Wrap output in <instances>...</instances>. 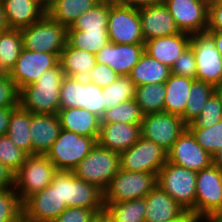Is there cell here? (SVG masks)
Wrapping results in <instances>:
<instances>
[{
  "mask_svg": "<svg viewBox=\"0 0 222 222\" xmlns=\"http://www.w3.org/2000/svg\"><path fill=\"white\" fill-rule=\"evenodd\" d=\"M59 63V57L53 53L30 51L22 48L14 67L8 73L18 91L34 82L46 71Z\"/></svg>",
  "mask_w": 222,
  "mask_h": 222,
  "instance_id": "cell-15",
  "label": "cell"
},
{
  "mask_svg": "<svg viewBox=\"0 0 222 222\" xmlns=\"http://www.w3.org/2000/svg\"><path fill=\"white\" fill-rule=\"evenodd\" d=\"M171 73L196 80V58L193 49L188 46L171 67Z\"/></svg>",
  "mask_w": 222,
  "mask_h": 222,
  "instance_id": "cell-44",
  "label": "cell"
},
{
  "mask_svg": "<svg viewBox=\"0 0 222 222\" xmlns=\"http://www.w3.org/2000/svg\"><path fill=\"white\" fill-rule=\"evenodd\" d=\"M28 154L18 148L6 135L0 137V163L5 165L14 174L25 162Z\"/></svg>",
  "mask_w": 222,
  "mask_h": 222,
  "instance_id": "cell-42",
  "label": "cell"
},
{
  "mask_svg": "<svg viewBox=\"0 0 222 222\" xmlns=\"http://www.w3.org/2000/svg\"><path fill=\"white\" fill-rule=\"evenodd\" d=\"M32 155H46L60 134L62 127L57 114H32L30 121Z\"/></svg>",
  "mask_w": 222,
  "mask_h": 222,
  "instance_id": "cell-23",
  "label": "cell"
},
{
  "mask_svg": "<svg viewBox=\"0 0 222 222\" xmlns=\"http://www.w3.org/2000/svg\"><path fill=\"white\" fill-rule=\"evenodd\" d=\"M167 161L199 172L213 164V157L197 143L194 135L186 128L167 152Z\"/></svg>",
  "mask_w": 222,
  "mask_h": 222,
  "instance_id": "cell-18",
  "label": "cell"
},
{
  "mask_svg": "<svg viewBox=\"0 0 222 222\" xmlns=\"http://www.w3.org/2000/svg\"><path fill=\"white\" fill-rule=\"evenodd\" d=\"M140 137V124L101 122L97 143L120 154L129 149Z\"/></svg>",
  "mask_w": 222,
  "mask_h": 222,
  "instance_id": "cell-22",
  "label": "cell"
},
{
  "mask_svg": "<svg viewBox=\"0 0 222 222\" xmlns=\"http://www.w3.org/2000/svg\"><path fill=\"white\" fill-rule=\"evenodd\" d=\"M195 79L170 74L165 84L164 112L182 117Z\"/></svg>",
  "mask_w": 222,
  "mask_h": 222,
  "instance_id": "cell-27",
  "label": "cell"
},
{
  "mask_svg": "<svg viewBox=\"0 0 222 222\" xmlns=\"http://www.w3.org/2000/svg\"><path fill=\"white\" fill-rule=\"evenodd\" d=\"M23 48L20 29L0 33V72L9 73Z\"/></svg>",
  "mask_w": 222,
  "mask_h": 222,
  "instance_id": "cell-35",
  "label": "cell"
},
{
  "mask_svg": "<svg viewBox=\"0 0 222 222\" xmlns=\"http://www.w3.org/2000/svg\"><path fill=\"white\" fill-rule=\"evenodd\" d=\"M187 124L178 115L166 112L144 115L140 123L141 137L155 142L168 152Z\"/></svg>",
  "mask_w": 222,
  "mask_h": 222,
  "instance_id": "cell-14",
  "label": "cell"
},
{
  "mask_svg": "<svg viewBox=\"0 0 222 222\" xmlns=\"http://www.w3.org/2000/svg\"><path fill=\"white\" fill-rule=\"evenodd\" d=\"M114 2L122 6L139 9L146 6L161 4L164 0H114Z\"/></svg>",
  "mask_w": 222,
  "mask_h": 222,
  "instance_id": "cell-50",
  "label": "cell"
},
{
  "mask_svg": "<svg viewBox=\"0 0 222 222\" xmlns=\"http://www.w3.org/2000/svg\"><path fill=\"white\" fill-rule=\"evenodd\" d=\"M135 88L129 75H120L115 82L103 87L104 112L120 103L134 99Z\"/></svg>",
  "mask_w": 222,
  "mask_h": 222,
  "instance_id": "cell-36",
  "label": "cell"
},
{
  "mask_svg": "<svg viewBox=\"0 0 222 222\" xmlns=\"http://www.w3.org/2000/svg\"><path fill=\"white\" fill-rule=\"evenodd\" d=\"M66 208L58 184H50L23 203V222H53Z\"/></svg>",
  "mask_w": 222,
  "mask_h": 222,
  "instance_id": "cell-17",
  "label": "cell"
},
{
  "mask_svg": "<svg viewBox=\"0 0 222 222\" xmlns=\"http://www.w3.org/2000/svg\"><path fill=\"white\" fill-rule=\"evenodd\" d=\"M23 48L30 51L56 54L67 44L68 28L51 19L46 13L35 23L20 29Z\"/></svg>",
  "mask_w": 222,
  "mask_h": 222,
  "instance_id": "cell-4",
  "label": "cell"
},
{
  "mask_svg": "<svg viewBox=\"0 0 222 222\" xmlns=\"http://www.w3.org/2000/svg\"><path fill=\"white\" fill-rule=\"evenodd\" d=\"M0 222H23V203L14 188L0 189Z\"/></svg>",
  "mask_w": 222,
  "mask_h": 222,
  "instance_id": "cell-40",
  "label": "cell"
},
{
  "mask_svg": "<svg viewBox=\"0 0 222 222\" xmlns=\"http://www.w3.org/2000/svg\"><path fill=\"white\" fill-rule=\"evenodd\" d=\"M96 144V138L62 129L46 156L56 170L72 171Z\"/></svg>",
  "mask_w": 222,
  "mask_h": 222,
  "instance_id": "cell-7",
  "label": "cell"
},
{
  "mask_svg": "<svg viewBox=\"0 0 222 222\" xmlns=\"http://www.w3.org/2000/svg\"><path fill=\"white\" fill-rule=\"evenodd\" d=\"M145 52L144 44H116L108 42L96 53V62L108 65L119 76L130 75Z\"/></svg>",
  "mask_w": 222,
  "mask_h": 222,
  "instance_id": "cell-20",
  "label": "cell"
},
{
  "mask_svg": "<svg viewBox=\"0 0 222 222\" xmlns=\"http://www.w3.org/2000/svg\"><path fill=\"white\" fill-rule=\"evenodd\" d=\"M207 32L213 37L216 49L222 56V30H207Z\"/></svg>",
  "mask_w": 222,
  "mask_h": 222,
  "instance_id": "cell-52",
  "label": "cell"
},
{
  "mask_svg": "<svg viewBox=\"0 0 222 222\" xmlns=\"http://www.w3.org/2000/svg\"><path fill=\"white\" fill-rule=\"evenodd\" d=\"M15 107L0 108V137L7 134L12 111Z\"/></svg>",
  "mask_w": 222,
  "mask_h": 222,
  "instance_id": "cell-51",
  "label": "cell"
},
{
  "mask_svg": "<svg viewBox=\"0 0 222 222\" xmlns=\"http://www.w3.org/2000/svg\"><path fill=\"white\" fill-rule=\"evenodd\" d=\"M196 58V80L213 86L222 82V56L213 37L206 31L190 35V45Z\"/></svg>",
  "mask_w": 222,
  "mask_h": 222,
  "instance_id": "cell-11",
  "label": "cell"
},
{
  "mask_svg": "<svg viewBox=\"0 0 222 222\" xmlns=\"http://www.w3.org/2000/svg\"><path fill=\"white\" fill-rule=\"evenodd\" d=\"M119 169V153L97 143L72 171L77 178L95 185L104 192Z\"/></svg>",
  "mask_w": 222,
  "mask_h": 222,
  "instance_id": "cell-5",
  "label": "cell"
},
{
  "mask_svg": "<svg viewBox=\"0 0 222 222\" xmlns=\"http://www.w3.org/2000/svg\"><path fill=\"white\" fill-rule=\"evenodd\" d=\"M58 118L62 129L74 132L80 136L98 139L101 118L96 114L78 107L59 109Z\"/></svg>",
  "mask_w": 222,
  "mask_h": 222,
  "instance_id": "cell-25",
  "label": "cell"
},
{
  "mask_svg": "<svg viewBox=\"0 0 222 222\" xmlns=\"http://www.w3.org/2000/svg\"><path fill=\"white\" fill-rule=\"evenodd\" d=\"M165 93L164 83L136 86L134 100L144 115L164 112Z\"/></svg>",
  "mask_w": 222,
  "mask_h": 222,
  "instance_id": "cell-34",
  "label": "cell"
},
{
  "mask_svg": "<svg viewBox=\"0 0 222 222\" xmlns=\"http://www.w3.org/2000/svg\"><path fill=\"white\" fill-rule=\"evenodd\" d=\"M207 222H222V207Z\"/></svg>",
  "mask_w": 222,
  "mask_h": 222,
  "instance_id": "cell-56",
  "label": "cell"
},
{
  "mask_svg": "<svg viewBox=\"0 0 222 222\" xmlns=\"http://www.w3.org/2000/svg\"><path fill=\"white\" fill-rule=\"evenodd\" d=\"M120 169L128 172L158 174L167 162V152L155 142L140 137L120 154Z\"/></svg>",
  "mask_w": 222,
  "mask_h": 222,
  "instance_id": "cell-13",
  "label": "cell"
},
{
  "mask_svg": "<svg viewBox=\"0 0 222 222\" xmlns=\"http://www.w3.org/2000/svg\"><path fill=\"white\" fill-rule=\"evenodd\" d=\"M213 93L214 86L209 83L199 80H195L192 83L187 106L184 115L181 117L187 125L197 118L201 113L204 104Z\"/></svg>",
  "mask_w": 222,
  "mask_h": 222,
  "instance_id": "cell-37",
  "label": "cell"
},
{
  "mask_svg": "<svg viewBox=\"0 0 222 222\" xmlns=\"http://www.w3.org/2000/svg\"><path fill=\"white\" fill-rule=\"evenodd\" d=\"M78 107L104 115L102 88L84 78L65 76L60 87V109Z\"/></svg>",
  "mask_w": 222,
  "mask_h": 222,
  "instance_id": "cell-9",
  "label": "cell"
},
{
  "mask_svg": "<svg viewBox=\"0 0 222 222\" xmlns=\"http://www.w3.org/2000/svg\"><path fill=\"white\" fill-rule=\"evenodd\" d=\"M104 205V210L113 222H145V198Z\"/></svg>",
  "mask_w": 222,
  "mask_h": 222,
  "instance_id": "cell-33",
  "label": "cell"
},
{
  "mask_svg": "<svg viewBox=\"0 0 222 222\" xmlns=\"http://www.w3.org/2000/svg\"><path fill=\"white\" fill-rule=\"evenodd\" d=\"M90 222H113L105 210L96 213Z\"/></svg>",
  "mask_w": 222,
  "mask_h": 222,
  "instance_id": "cell-54",
  "label": "cell"
},
{
  "mask_svg": "<svg viewBox=\"0 0 222 222\" xmlns=\"http://www.w3.org/2000/svg\"><path fill=\"white\" fill-rule=\"evenodd\" d=\"M221 207V169L215 164H211L197 172L195 222H201L202 220L207 222Z\"/></svg>",
  "mask_w": 222,
  "mask_h": 222,
  "instance_id": "cell-8",
  "label": "cell"
},
{
  "mask_svg": "<svg viewBox=\"0 0 222 222\" xmlns=\"http://www.w3.org/2000/svg\"><path fill=\"white\" fill-rule=\"evenodd\" d=\"M222 120V103L213 93L204 104L201 113L187 127L206 128L215 125Z\"/></svg>",
  "mask_w": 222,
  "mask_h": 222,
  "instance_id": "cell-43",
  "label": "cell"
},
{
  "mask_svg": "<svg viewBox=\"0 0 222 222\" xmlns=\"http://www.w3.org/2000/svg\"><path fill=\"white\" fill-rule=\"evenodd\" d=\"M109 42L144 44L139 9L116 4L111 0L107 24Z\"/></svg>",
  "mask_w": 222,
  "mask_h": 222,
  "instance_id": "cell-12",
  "label": "cell"
},
{
  "mask_svg": "<svg viewBox=\"0 0 222 222\" xmlns=\"http://www.w3.org/2000/svg\"><path fill=\"white\" fill-rule=\"evenodd\" d=\"M118 77L119 75L108 65L96 62L95 66L90 70L86 77V80L103 88L115 82Z\"/></svg>",
  "mask_w": 222,
  "mask_h": 222,
  "instance_id": "cell-46",
  "label": "cell"
},
{
  "mask_svg": "<svg viewBox=\"0 0 222 222\" xmlns=\"http://www.w3.org/2000/svg\"><path fill=\"white\" fill-rule=\"evenodd\" d=\"M144 114L134 99L120 103L111 109L105 110L101 122H120L128 124H140Z\"/></svg>",
  "mask_w": 222,
  "mask_h": 222,
  "instance_id": "cell-39",
  "label": "cell"
},
{
  "mask_svg": "<svg viewBox=\"0 0 222 222\" xmlns=\"http://www.w3.org/2000/svg\"><path fill=\"white\" fill-rule=\"evenodd\" d=\"M214 94L218 100L222 103V82L214 86Z\"/></svg>",
  "mask_w": 222,
  "mask_h": 222,
  "instance_id": "cell-57",
  "label": "cell"
},
{
  "mask_svg": "<svg viewBox=\"0 0 222 222\" xmlns=\"http://www.w3.org/2000/svg\"><path fill=\"white\" fill-rule=\"evenodd\" d=\"M157 185V175L119 169L104 190V203H117L144 198Z\"/></svg>",
  "mask_w": 222,
  "mask_h": 222,
  "instance_id": "cell-10",
  "label": "cell"
},
{
  "mask_svg": "<svg viewBox=\"0 0 222 222\" xmlns=\"http://www.w3.org/2000/svg\"><path fill=\"white\" fill-rule=\"evenodd\" d=\"M14 188V173L0 163V189Z\"/></svg>",
  "mask_w": 222,
  "mask_h": 222,
  "instance_id": "cell-49",
  "label": "cell"
},
{
  "mask_svg": "<svg viewBox=\"0 0 222 222\" xmlns=\"http://www.w3.org/2000/svg\"><path fill=\"white\" fill-rule=\"evenodd\" d=\"M19 91L8 73L0 72V108L16 107Z\"/></svg>",
  "mask_w": 222,
  "mask_h": 222,
  "instance_id": "cell-45",
  "label": "cell"
},
{
  "mask_svg": "<svg viewBox=\"0 0 222 222\" xmlns=\"http://www.w3.org/2000/svg\"><path fill=\"white\" fill-rule=\"evenodd\" d=\"M97 2V0H52L46 7V14L69 28Z\"/></svg>",
  "mask_w": 222,
  "mask_h": 222,
  "instance_id": "cell-30",
  "label": "cell"
},
{
  "mask_svg": "<svg viewBox=\"0 0 222 222\" xmlns=\"http://www.w3.org/2000/svg\"><path fill=\"white\" fill-rule=\"evenodd\" d=\"M64 78L65 73L58 63L46 70L36 82L19 90L18 104L32 114H57Z\"/></svg>",
  "mask_w": 222,
  "mask_h": 222,
  "instance_id": "cell-1",
  "label": "cell"
},
{
  "mask_svg": "<svg viewBox=\"0 0 222 222\" xmlns=\"http://www.w3.org/2000/svg\"><path fill=\"white\" fill-rule=\"evenodd\" d=\"M2 2L0 1V33L10 30Z\"/></svg>",
  "mask_w": 222,
  "mask_h": 222,
  "instance_id": "cell-53",
  "label": "cell"
},
{
  "mask_svg": "<svg viewBox=\"0 0 222 222\" xmlns=\"http://www.w3.org/2000/svg\"><path fill=\"white\" fill-rule=\"evenodd\" d=\"M11 29H22L39 20L46 9L37 0H1Z\"/></svg>",
  "mask_w": 222,
  "mask_h": 222,
  "instance_id": "cell-26",
  "label": "cell"
},
{
  "mask_svg": "<svg viewBox=\"0 0 222 222\" xmlns=\"http://www.w3.org/2000/svg\"><path fill=\"white\" fill-rule=\"evenodd\" d=\"M144 41L181 33L164 3L139 8Z\"/></svg>",
  "mask_w": 222,
  "mask_h": 222,
  "instance_id": "cell-21",
  "label": "cell"
},
{
  "mask_svg": "<svg viewBox=\"0 0 222 222\" xmlns=\"http://www.w3.org/2000/svg\"><path fill=\"white\" fill-rule=\"evenodd\" d=\"M30 121L31 112L18 104L12 111L7 131V136L11 141L28 155H32Z\"/></svg>",
  "mask_w": 222,
  "mask_h": 222,
  "instance_id": "cell-31",
  "label": "cell"
},
{
  "mask_svg": "<svg viewBox=\"0 0 222 222\" xmlns=\"http://www.w3.org/2000/svg\"><path fill=\"white\" fill-rule=\"evenodd\" d=\"M51 184H58V195L67 207L104 210V192L95 185L77 178L73 171L57 170Z\"/></svg>",
  "mask_w": 222,
  "mask_h": 222,
  "instance_id": "cell-3",
  "label": "cell"
},
{
  "mask_svg": "<svg viewBox=\"0 0 222 222\" xmlns=\"http://www.w3.org/2000/svg\"><path fill=\"white\" fill-rule=\"evenodd\" d=\"M197 172L166 162L157 174V185L169 194L195 222Z\"/></svg>",
  "mask_w": 222,
  "mask_h": 222,
  "instance_id": "cell-2",
  "label": "cell"
},
{
  "mask_svg": "<svg viewBox=\"0 0 222 222\" xmlns=\"http://www.w3.org/2000/svg\"><path fill=\"white\" fill-rule=\"evenodd\" d=\"M194 135L197 143L212 157L222 149V120L213 126L187 127Z\"/></svg>",
  "mask_w": 222,
  "mask_h": 222,
  "instance_id": "cell-41",
  "label": "cell"
},
{
  "mask_svg": "<svg viewBox=\"0 0 222 222\" xmlns=\"http://www.w3.org/2000/svg\"><path fill=\"white\" fill-rule=\"evenodd\" d=\"M56 171L46 155H28L14 174V189L21 202L24 203L30 196L49 186Z\"/></svg>",
  "mask_w": 222,
  "mask_h": 222,
  "instance_id": "cell-6",
  "label": "cell"
},
{
  "mask_svg": "<svg viewBox=\"0 0 222 222\" xmlns=\"http://www.w3.org/2000/svg\"><path fill=\"white\" fill-rule=\"evenodd\" d=\"M65 76L84 78L96 64V55L72 47L68 42L59 56Z\"/></svg>",
  "mask_w": 222,
  "mask_h": 222,
  "instance_id": "cell-28",
  "label": "cell"
},
{
  "mask_svg": "<svg viewBox=\"0 0 222 222\" xmlns=\"http://www.w3.org/2000/svg\"><path fill=\"white\" fill-rule=\"evenodd\" d=\"M67 42L74 48L94 55L108 42V31H68Z\"/></svg>",
  "mask_w": 222,
  "mask_h": 222,
  "instance_id": "cell-38",
  "label": "cell"
},
{
  "mask_svg": "<svg viewBox=\"0 0 222 222\" xmlns=\"http://www.w3.org/2000/svg\"><path fill=\"white\" fill-rule=\"evenodd\" d=\"M111 0L97 2L83 13L68 31H107Z\"/></svg>",
  "mask_w": 222,
  "mask_h": 222,
  "instance_id": "cell-32",
  "label": "cell"
},
{
  "mask_svg": "<svg viewBox=\"0 0 222 222\" xmlns=\"http://www.w3.org/2000/svg\"><path fill=\"white\" fill-rule=\"evenodd\" d=\"M145 52L171 68L182 52L190 45V34H178L154 38L144 43Z\"/></svg>",
  "mask_w": 222,
  "mask_h": 222,
  "instance_id": "cell-24",
  "label": "cell"
},
{
  "mask_svg": "<svg viewBox=\"0 0 222 222\" xmlns=\"http://www.w3.org/2000/svg\"><path fill=\"white\" fill-rule=\"evenodd\" d=\"M213 164L222 169V149L213 156Z\"/></svg>",
  "mask_w": 222,
  "mask_h": 222,
  "instance_id": "cell-55",
  "label": "cell"
},
{
  "mask_svg": "<svg viewBox=\"0 0 222 222\" xmlns=\"http://www.w3.org/2000/svg\"><path fill=\"white\" fill-rule=\"evenodd\" d=\"M207 30H222V3L218 0L209 2Z\"/></svg>",
  "mask_w": 222,
  "mask_h": 222,
  "instance_id": "cell-48",
  "label": "cell"
},
{
  "mask_svg": "<svg viewBox=\"0 0 222 222\" xmlns=\"http://www.w3.org/2000/svg\"><path fill=\"white\" fill-rule=\"evenodd\" d=\"M181 32L188 34L206 32L209 2L206 0H164Z\"/></svg>",
  "mask_w": 222,
  "mask_h": 222,
  "instance_id": "cell-16",
  "label": "cell"
},
{
  "mask_svg": "<svg viewBox=\"0 0 222 222\" xmlns=\"http://www.w3.org/2000/svg\"><path fill=\"white\" fill-rule=\"evenodd\" d=\"M144 198L145 222H193L190 215L158 185Z\"/></svg>",
  "mask_w": 222,
  "mask_h": 222,
  "instance_id": "cell-19",
  "label": "cell"
},
{
  "mask_svg": "<svg viewBox=\"0 0 222 222\" xmlns=\"http://www.w3.org/2000/svg\"><path fill=\"white\" fill-rule=\"evenodd\" d=\"M51 1H52V0H45V9H46L48 3L51 2Z\"/></svg>",
  "mask_w": 222,
  "mask_h": 222,
  "instance_id": "cell-59",
  "label": "cell"
},
{
  "mask_svg": "<svg viewBox=\"0 0 222 222\" xmlns=\"http://www.w3.org/2000/svg\"><path fill=\"white\" fill-rule=\"evenodd\" d=\"M170 74L171 68L144 52L129 76L135 86H141L165 83L169 79Z\"/></svg>",
  "mask_w": 222,
  "mask_h": 222,
  "instance_id": "cell-29",
  "label": "cell"
},
{
  "mask_svg": "<svg viewBox=\"0 0 222 222\" xmlns=\"http://www.w3.org/2000/svg\"><path fill=\"white\" fill-rule=\"evenodd\" d=\"M97 212L80 207H67L53 222H90Z\"/></svg>",
  "mask_w": 222,
  "mask_h": 222,
  "instance_id": "cell-47",
  "label": "cell"
},
{
  "mask_svg": "<svg viewBox=\"0 0 222 222\" xmlns=\"http://www.w3.org/2000/svg\"><path fill=\"white\" fill-rule=\"evenodd\" d=\"M45 8V0H37Z\"/></svg>",
  "mask_w": 222,
  "mask_h": 222,
  "instance_id": "cell-58",
  "label": "cell"
}]
</instances>
